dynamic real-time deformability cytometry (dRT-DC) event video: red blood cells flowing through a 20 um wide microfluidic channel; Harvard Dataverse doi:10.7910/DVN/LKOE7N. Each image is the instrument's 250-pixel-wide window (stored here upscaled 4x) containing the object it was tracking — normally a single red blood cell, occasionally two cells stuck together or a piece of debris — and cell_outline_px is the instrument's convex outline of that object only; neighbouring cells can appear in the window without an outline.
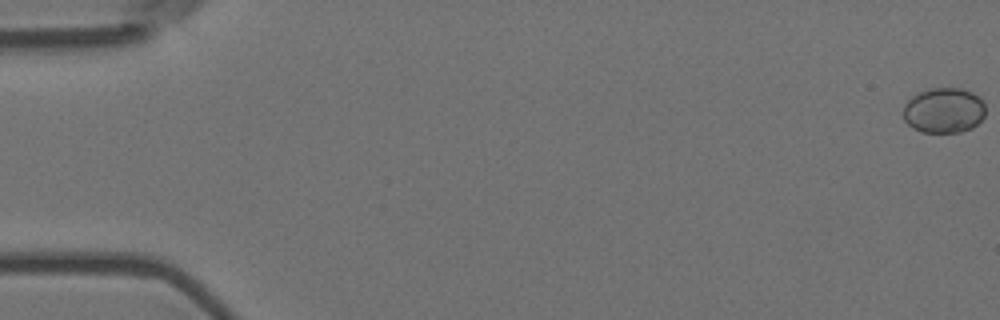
{"species": "Egyptian fruit bat (a non-hibernating species)", "species_latin": "Rousettus aegyptiacus", "temperature_condition": "room temperature", "stored_images_in_passage": 58, "camera_frame_rate_fps": 3000, "um_per_image_px": 0.085, "animal": {"sex": "female"}, "frame": {"image": 1, "passage_image": 1, "time_ms": 0.0, "image_size_px": [1000, 320], "cell_outline_px": [[984, 116], [972, 128], [960, 132], [920, 132], [912, 128], [904, 120], [904, 104], [912, 96], [928, 88], [960, 88], [972, 92], [980, 96], [984, 104]], "centroid_in_image_um": [80.22, 9.38], "position_along_channel_um": 4.8, "area_um2": 21.79}}
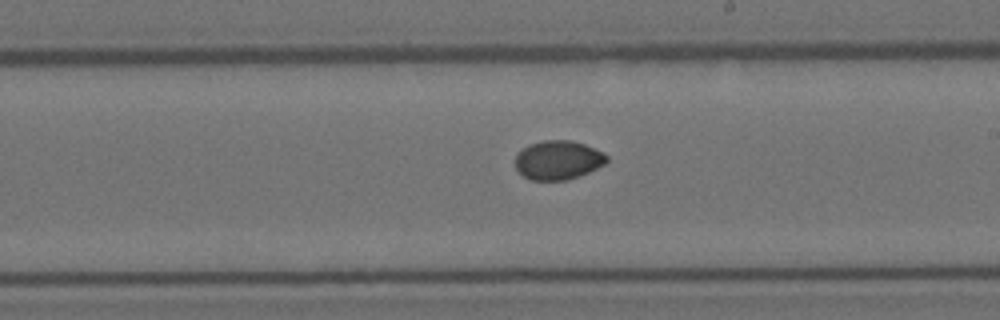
{"frame": {"image": 2, "passage_image": 34, "time_ms": 11.0, "image_size_px": [1000, 320], "cell_outline_px": [[608, 160], [604, 164], [588, 172], [568, 180], [532, 180], [524, 176], [516, 168], [516, 152], [528, 144], [544, 140], [572, 140], [584, 144], [604, 152], [608, 156]], "centroid_in_image_um": [47.43, 13.59], "position_along_channel_um": 241.6, "area_um2": 20.87}}
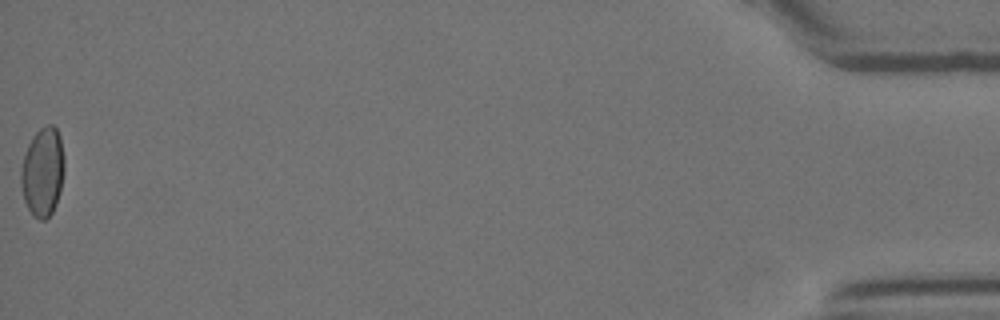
{"frame": {"image": 3, "passage_image": 58, "time_ms": 19.0, "image_size_px": [1000, 320], "cell_outline_px": [[64, 172], [60, 192], [56, 204], [52, 212], [44, 220], [40, 220], [32, 216], [24, 200], [20, 184], [20, 168], [28, 144], [32, 136], [40, 128], [48, 124], [52, 124], [56, 128], [60, 136], [64, 156]], "centroid_in_image_um": [3.62, 14.61], "position_along_channel_um": 431.6, "area_um2": 22.77}}